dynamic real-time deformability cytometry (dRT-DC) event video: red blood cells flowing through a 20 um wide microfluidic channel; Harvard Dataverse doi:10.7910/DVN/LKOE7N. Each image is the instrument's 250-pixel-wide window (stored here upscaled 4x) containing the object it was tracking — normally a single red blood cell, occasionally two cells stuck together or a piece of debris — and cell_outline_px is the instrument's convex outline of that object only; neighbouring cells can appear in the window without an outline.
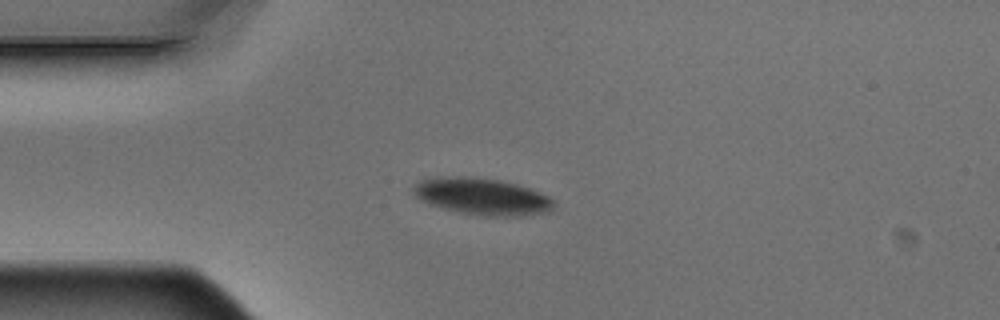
{"species": "Egyptian fruit bat (a non-hibernating species)", "species_latin": "Rousettus aegyptiacus", "temperature_condition": "warm", "stored_images_in_passage": 5, "camera_frame_rate_fps": 3000, "um_per_image_px": 0.085, "animal": {"sex": "male"}, "frame": {"image": 1, "passage_image": 2, "time_ms": 0.333, "image_size_px": [1000, 320], "cell_outline_px": [[556, 200], [552, 208], [548, 212], [524, 216], [484, 216], [460, 212], [428, 204], [416, 196], [412, 192], [412, 188], [420, 180], [436, 176], [464, 176], [500, 180], [516, 184], [540, 192]], "centroid_in_image_um": [40.98, 16.7], "position_along_channel_um": 44.0, "area_um2": 30.23}}
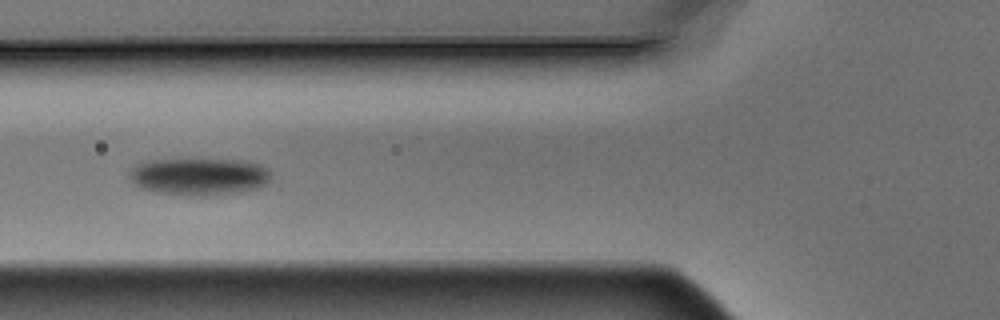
{"frame": {"image": 2, "passage_image": 4, "time_ms": 1.0, "image_size_px": [1000, 320], "cell_outline_px": [[272, 180], [268, 184], [260, 188], [240, 192], [188, 196], [184, 196], [160, 192], [140, 188], [128, 176], [128, 172], [136, 164], [144, 160], [200, 156], [240, 160], [260, 164], [268, 168], [272, 172]], "centroid_in_image_um": [16.96, 14.94], "position_along_channel_um": 108.8, "area_um2": 32.31}}
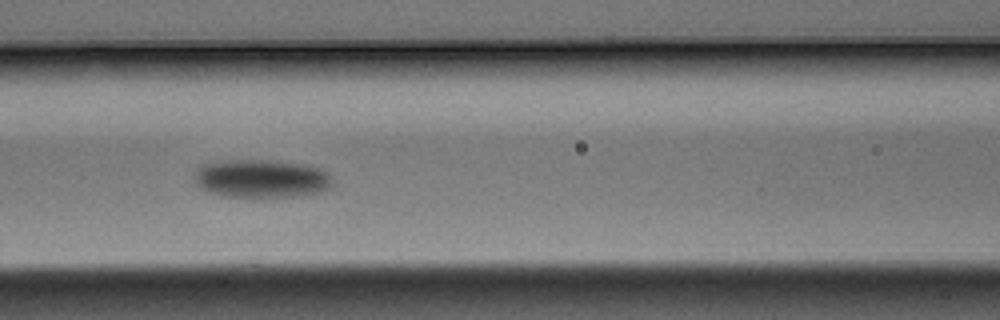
{"frame": {"image": 3, "passage_image": 5, "time_ms": 1.333, "image_size_px": [1000, 320], "cell_outline_px": [[332, 180], [328, 188], [320, 192], [300, 196], [224, 196], [208, 192], [200, 188], [196, 184], [196, 168], [200, 164], [228, 160], [276, 160], [304, 164], [320, 168], [328, 172], [332, 176]], "centroid_in_image_um": [22.22, 15.16], "position_along_channel_um": 144.4, "area_um2": 30.87}}